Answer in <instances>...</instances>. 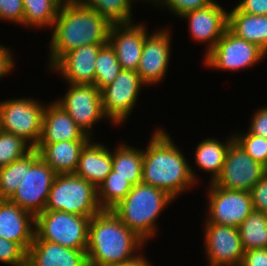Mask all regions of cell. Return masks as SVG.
I'll return each instance as SVG.
<instances>
[{
    "label": "cell",
    "instance_id": "5bb4252c",
    "mask_svg": "<svg viewBox=\"0 0 267 266\" xmlns=\"http://www.w3.org/2000/svg\"><path fill=\"white\" fill-rule=\"evenodd\" d=\"M205 224L204 248L209 266H240L244 249L238 228L215 223Z\"/></svg>",
    "mask_w": 267,
    "mask_h": 266
},
{
    "label": "cell",
    "instance_id": "603a6c76",
    "mask_svg": "<svg viewBox=\"0 0 267 266\" xmlns=\"http://www.w3.org/2000/svg\"><path fill=\"white\" fill-rule=\"evenodd\" d=\"M88 141H61L57 143H38L34 148L40 158L57 174L74 173L82 148Z\"/></svg>",
    "mask_w": 267,
    "mask_h": 266
},
{
    "label": "cell",
    "instance_id": "ab89813d",
    "mask_svg": "<svg viewBox=\"0 0 267 266\" xmlns=\"http://www.w3.org/2000/svg\"><path fill=\"white\" fill-rule=\"evenodd\" d=\"M240 266H267V248L244 251Z\"/></svg>",
    "mask_w": 267,
    "mask_h": 266
},
{
    "label": "cell",
    "instance_id": "7402d4cb",
    "mask_svg": "<svg viewBox=\"0 0 267 266\" xmlns=\"http://www.w3.org/2000/svg\"><path fill=\"white\" fill-rule=\"evenodd\" d=\"M111 171V150L90 139L81 150L74 174L98 187Z\"/></svg>",
    "mask_w": 267,
    "mask_h": 266
},
{
    "label": "cell",
    "instance_id": "6da1fadb",
    "mask_svg": "<svg viewBox=\"0 0 267 266\" xmlns=\"http://www.w3.org/2000/svg\"><path fill=\"white\" fill-rule=\"evenodd\" d=\"M153 133L143 150L142 183L165 191L175 200L197 184L196 174L163 128Z\"/></svg>",
    "mask_w": 267,
    "mask_h": 266
},
{
    "label": "cell",
    "instance_id": "8fae6325",
    "mask_svg": "<svg viewBox=\"0 0 267 266\" xmlns=\"http://www.w3.org/2000/svg\"><path fill=\"white\" fill-rule=\"evenodd\" d=\"M142 85L145 86L137 71L122 69L113 82L101 90L106 119L116 126L128 119L136 105Z\"/></svg>",
    "mask_w": 267,
    "mask_h": 266
},
{
    "label": "cell",
    "instance_id": "ee69618b",
    "mask_svg": "<svg viewBox=\"0 0 267 266\" xmlns=\"http://www.w3.org/2000/svg\"><path fill=\"white\" fill-rule=\"evenodd\" d=\"M152 2L153 4H154V2H155V4L154 5H159V4H161L162 2H163V0H149V2Z\"/></svg>",
    "mask_w": 267,
    "mask_h": 266
},
{
    "label": "cell",
    "instance_id": "5b68a950",
    "mask_svg": "<svg viewBox=\"0 0 267 266\" xmlns=\"http://www.w3.org/2000/svg\"><path fill=\"white\" fill-rule=\"evenodd\" d=\"M45 210L62 211L91 218L102 211L97 187L74 173L57 174Z\"/></svg>",
    "mask_w": 267,
    "mask_h": 266
},
{
    "label": "cell",
    "instance_id": "d590c367",
    "mask_svg": "<svg viewBox=\"0 0 267 266\" xmlns=\"http://www.w3.org/2000/svg\"><path fill=\"white\" fill-rule=\"evenodd\" d=\"M214 1L215 0H163L160 6L164 4L163 6L168 8L170 12H173V14H176L179 18L186 12L204 8Z\"/></svg>",
    "mask_w": 267,
    "mask_h": 266
},
{
    "label": "cell",
    "instance_id": "ffe728a7",
    "mask_svg": "<svg viewBox=\"0 0 267 266\" xmlns=\"http://www.w3.org/2000/svg\"><path fill=\"white\" fill-rule=\"evenodd\" d=\"M89 137L55 101L45 106L42 131L38 143L89 141Z\"/></svg>",
    "mask_w": 267,
    "mask_h": 266
},
{
    "label": "cell",
    "instance_id": "e0dca14e",
    "mask_svg": "<svg viewBox=\"0 0 267 266\" xmlns=\"http://www.w3.org/2000/svg\"><path fill=\"white\" fill-rule=\"evenodd\" d=\"M133 24H112L108 43L113 48L122 69L136 71L148 32L145 24Z\"/></svg>",
    "mask_w": 267,
    "mask_h": 266
},
{
    "label": "cell",
    "instance_id": "d6986e66",
    "mask_svg": "<svg viewBox=\"0 0 267 266\" xmlns=\"http://www.w3.org/2000/svg\"><path fill=\"white\" fill-rule=\"evenodd\" d=\"M0 237L28 251L35 237V216L8 199H0Z\"/></svg>",
    "mask_w": 267,
    "mask_h": 266
},
{
    "label": "cell",
    "instance_id": "d6a6232c",
    "mask_svg": "<svg viewBox=\"0 0 267 266\" xmlns=\"http://www.w3.org/2000/svg\"><path fill=\"white\" fill-rule=\"evenodd\" d=\"M25 174V157L0 168V199H9Z\"/></svg>",
    "mask_w": 267,
    "mask_h": 266
},
{
    "label": "cell",
    "instance_id": "277c9868",
    "mask_svg": "<svg viewBox=\"0 0 267 266\" xmlns=\"http://www.w3.org/2000/svg\"><path fill=\"white\" fill-rule=\"evenodd\" d=\"M173 200L165 191L141 182L134 185L126 197L111 210L123 224L146 242L156 235L155 222Z\"/></svg>",
    "mask_w": 267,
    "mask_h": 266
},
{
    "label": "cell",
    "instance_id": "8992f818",
    "mask_svg": "<svg viewBox=\"0 0 267 266\" xmlns=\"http://www.w3.org/2000/svg\"><path fill=\"white\" fill-rule=\"evenodd\" d=\"M57 173L46 164L36 149L25 156V174L8 199L34 216L45 210L49 192Z\"/></svg>",
    "mask_w": 267,
    "mask_h": 266
},
{
    "label": "cell",
    "instance_id": "4316f807",
    "mask_svg": "<svg viewBox=\"0 0 267 266\" xmlns=\"http://www.w3.org/2000/svg\"><path fill=\"white\" fill-rule=\"evenodd\" d=\"M238 230L244 251L267 248V214L253 210Z\"/></svg>",
    "mask_w": 267,
    "mask_h": 266
},
{
    "label": "cell",
    "instance_id": "1f68e13d",
    "mask_svg": "<svg viewBox=\"0 0 267 266\" xmlns=\"http://www.w3.org/2000/svg\"><path fill=\"white\" fill-rule=\"evenodd\" d=\"M33 149L22 137L0 130V168L25 157Z\"/></svg>",
    "mask_w": 267,
    "mask_h": 266
},
{
    "label": "cell",
    "instance_id": "83f0119b",
    "mask_svg": "<svg viewBox=\"0 0 267 266\" xmlns=\"http://www.w3.org/2000/svg\"><path fill=\"white\" fill-rule=\"evenodd\" d=\"M24 15L22 25L47 28L55 22L61 2L59 0H23Z\"/></svg>",
    "mask_w": 267,
    "mask_h": 266
},
{
    "label": "cell",
    "instance_id": "484cf974",
    "mask_svg": "<svg viewBox=\"0 0 267 266\" xmlns=\"http://www.w3.org/2000/svg\"><path fill=\"white\" fill-rule=\"evenodd\" d=\"M143 150L126 144L112 152V169L115 175L127 179L133 186L142 182Z\"/></svg>",
    "mask_w": 267,
    "mask_h": 266
},
{
    "label": "cell",
    "instance_id": "4dcf8cb0",
    "mask_svg": "<svg viewBox=\"0 0 267 266\" xmlns=\"http://www.w3.org/2000/svg\"><path fill=\"white\" fill-rule=\"evenodd\" d=\"M121 70L122 67L113 48L109 43L104 44L99 49L95 62L94 85L101 91L113 82Z\"/></svg>",
    "mask_w": 267,
    "mask_h": 266
},
{
    "label": "cell",
    "instance_id": "8d00e7d4",
    "mask_svg": "<svg viewBox=\"0 0 267 266\" xmlns=\"http://www.w3.org/2000/svg\"><path fill=\"white\" fill-rule=\"evenodd\" d=\"M24 15L23 0H0V20L22 25Z\"/></svg>",
    "mask_w": 267,
    "mask_h": 266
},
{
    "label": "cell",
    "instance_id": "f35d334b",
    "mask_svg": "<svg viewBox=\"0 0 267 266\" xmlns=\"http://www.w3.org/2000/svg\"><path fill=\"white\" fill-rule=\"evenodd\" d=\"M248 131L259 137L267 139V106L255 111Z\"/></svg>",
    "mask_w": 267,
    "mask_h": 266
},
{
    "label": "cell",
    "instance_id": "52a82bcc",
    "mask_svg": "<svg viewBox=\"0 0 267 266\" xmlns=\"http://www.w3.org/2000/svg\"><path fill=\"white\" fill-rule=\"evenodd\" d=\"M90 219L62 211L44 210L35 216L34 240H45L71 249L86 250Z\"/></svg>",
    "mask_w": 267,
    "mask_h": 266
},
{
    "label": "cell",
    "instance_id": "d4e9b609",
    "mask_svg": "<svg viewBox=\"0 0 267 266\" xmlns=\"http://www.w3.org/2000/svg\"><path fill=\"white\" fill-rule=\"evenodd\" d=\"M233 140L234 135L230 136L225 143L211 137L202 140L196 147L194 158L195 163L200 169L210 173V183L214 182L220 175L227 151Z\"/></svg>",
    "mask_w": 267,
    "mask_h": 266
},
{
    "label": "cell",
    "instance_id": "2e32d148",
    "mask_svg": "<svg viewBox=\"0 0 267 266\" xmlns=\"http://www.w3.org/2000/svg\"><path fill=\"white\" fill-rule=\"evenodd\" d=\"M180 17L188 19L190 35L195 41L208 43L205 55L228 29V12L216 1L204 8L186 12Z\"/></svg>",
    "mask_w": 267,
    "mask_h": 266
},
{
    "label": "cell",
    "instance_id": "f6af8a7d",
    "mask_svg": "<svg viewBox=\"0 0 267 266\" xmlns=\"http://www.w3.org/2000/svg\"><path fill=\"white\" fill-rule=\"evenodd\" d=\"M70 1H78V0H61V3L70 2Z\"/></svg>",
    "mask_w": 267,
    "mask_h": 266
},
{
    "label": "cell",
    "instance_id": "e575fe53",
    "mask_svg": "<svg viewBox=\"0 0 267 266\" xmlns=\"http://www.w3.org/2000/svg\"><path fill=\"white\" fill-rule=\"evenodd\" d=\"M0 262L10 266H26L27 251L20 244L0 237Z\"/></svg>",
    "mask_w": 267,
    "mask_h": 266
},
{
    "label": "cell",
    "instance_id": "60d3db41",
    "mask_svg": "<svg viewBox=\"0 0 267 266\" xmlns=\"http://www.w3.org/2000/svg\"><path fill=\"white\" fill-rule=\"evenodd\" d=\"M235 7L246 14L267 15V0H240Z\"/></svg>",
    "mask_w": 267,
    "mask_h": 266
},
{
    "label": "cell",
    "instance_id": "4fadbf2b",
    "mask_svg": "<svg viewBox=\"0 0 267 266\" xmlns=\"http://www.w3.org/2000/svg\"><path fill=\"white\" fill-rule=\"evenodd\" d=\"M209 185L206 223L238 228L254 210L250 192L223 189L213 182Z\"/></svg>",
    "mask_w": 267,
    "mask_h": 266
},
{
    "label": "cell",
    "instance_id": "9a60e30c",
    "mask_svg": "<svg viewBox=\"0 0 267 266\" xmlns=\"http://www.w3.org/2000/svg\"><path fill=\"white\" fill-rule=\"evenodd\" d=\"M170 30L167 28L148 34L144 39L142 55L137 67V73L145 85H154L164 78L171 52Z\"/></svg>",
    "mask_w": 267,
    "mask_h": 266
},
{
    "label": "cell",
    "instance_id": "cb8c5ba5",
    "mask_svg": "<svg viewBox=\"0 0 267 266\" xmlns=\"http://www.w3.org/2000/svg\"><path fill=\"white\" fill-rule=\"evenodd\" d=\"M228 29L267 53V15L246 14L234 7L228 12Z\"/></svg>",
    "mask_w": 267,
    "mask_h": 266
},
{
    "label": "cell",
    "instance_id": "f1b7e54d",
    "mask_svg": "<svg viewBox=\"0 0 267 266\" xmlns=\"http://www.w3.org/2000/svg\"><path fill=\"white\" fill-rule=\"evenodd\" d=\"M133 185L127 179L115 175L112 171L97 187L98 202L102 210H111L131 191Z\"/></svg>",
    "mask_w": 267,
    "mask_h": 266
},
{
    "label": "cell",
    "instance_id": "ba28073f",
    "mask_svg": "<svg viewBox=\"0 0 267 266\" xmlns=\"http://www.w3.org/2000/svg\"><path fill=\"white\" fill-rule=\"evenodd\" d=\"M46 104L29 98L0 102V130L22 137L33 148L40 140Z\"/></svg>",
    "mask_w": 267,
    "mask_h": 266
},
{
    "label": "cell",
    "instance_id": "7bdbcfd3",
    "mask_svg": "<svg viewBox=\"0 0 267 266\" xmlns=\"http://www.w3.org/2000/svg\"><path fill=\"white\" fill-rule=\"evenodd\" d=\"M118 266H152V264H150L148 259H146V257H144L142 253H140V255L137 256L135 259L128 262H124Z\"/></svg>",
    "mask_w": 267,
    "mask_h": 266
},
{
    "label": "cell",
    "instance_id": "ac0fdd59",
    "mask_svg": "<svg viewBox=\"0 0 267 266\" xmlns=\"http://www.w3.org/2000/svg\"><path fill=\"white\" fill-rule=\"evenodd\" d=\"M104 44L83 45L63 55L51 68L58 71L68 84H94L95 62Z\"/></svg>",
    "mask_w": 267,
    "mask_h": 266
},
{
    "label": "cell",
    "instance_id": "836d02e7",
    "mask_svg": "<svg viewBox=\"0 0 267 266\" xmlns=\"http://www.w3.org/2000/svg\"><path fill=\"white\" fill-rule=\"evenodd\" d=\"M234 140L242 146L246 153L267 168V139L251 134H233Z\"/></svg>",
    "mask_w": 267,
    "mask_h": 266
},
{
    "label": "cell",
    "instance_id": "74e56055",
    "mask_svg": "<svg viewBox=\"0 0 267 266\" xmlns=\"http://www.w3.org/2000/svg\"><path fill=\"white\" fill-rule=\"evenodd\" d=\"M254 211L267 214V173L250 191Z\"/></svg>",
    "mask_w": 267,
    "mask_h": 266
},
{
    "label": "cell",
    "instance_id": "7c38bea8",
    "mask_svg": "<svg viewBox=\"0 0 267 266\" xmlns=\"http://www.w3.org/2000/svg\"><path fill=\"white\" fill-rule=\"evenodd\" d=\"M67 93L55 102L90 137L92 126L106 117L101 91L94 84H68Z\"/></svg>",
    "mask_w": 267,
    "mask_h": 266
},
{
    "label": "cell",
    "instance_id": "f546056e",
    "mask_svg": "<svg viewBox=\"0 0 267 266\" xmlns=\"http://www.w3.org/2000/svg\"><path fill=\"white\" fill-rule=\"evenodd\" d=\"M95 10L111 24H127L132 21V4L129 0H78Z\"/></svg>",
    "mask_w": 267,
    "mask_h": 266
},
{
    "label": "cell",
    "instance_id": "9c48e42d",
    "mask_svg": "<svg viewBox=\"0 0 267 266\" xmlns=\"http://www.w3.org/2000/svg\"><path fill=\"white\" fill-rule=\"evenodd\" d=\"M266 54L257 44L238 38L227 29L204 56V63L212 69L237 71L255 66Z\"/></svg>",
    "mask_w": 267,
    "mask_h": 266
},
{
    "label": "cell",
    "instance_id": "44dd1931",
    "mask_svg": "<svg viewBox=\"0 0 267 266\" xmlns=\"http://www.w3.org/2000/svg\"><path fill=\"white\" fill-rule=\"evenodd\" d=\"M26 266H88L86 250L34 240L27 251Z\"/></svg>",
    "mask_w": 267,
    "mask_h": 266
},
{
    "label": "cell",
    "instance_id": "3957f363",
    "mask_svg": "<svg viewBox=\"0 0 267 266\" xmlns=\"http://www.w3.org/2000/svg\"><path fill=\"white\" fill-rule=\"evenodd\" d=\"M144 243L112 210H102L89 222L88 266H117L131 261L140 255L138 250L144 249Z\"/></svg>",
    "mask_w": 267,
    "mask_h": 266
},
{
    "label": "cell",
    "instance_id": "30bf717a",
    "mask_svg": "<svg viewBox=\"0 0 267 266\" xmlns=\"http://www.w3.org/2000/svg\"><path fill=\"white\" fill-rule=\"evenodd\" d=\"M267 173V168L253 160L235 140L230 144L220 175L213 182L223 189L250 192Z\"/></svg>",
    "mask_w": 267,
    "mask_h": 266
},
{
    "label": "cell",
    "instance_id": "b9f144b4",
    "mask_svg": "<svg viewBox=\"0 0 267 266\" xmlns=\"http://www.w3.org/2000/svg\"><path fill=\"white\" fill-rule=\"evenodd\" d=\"M12 55L13 54L11 53V50L9 48L0 45V78L8 75L15 67V61Z\"/></svg>",
    "mask_w": 267,
    "mask_h": 266
},
{
    "label": "cell",
    "instance_id": "7a4b0ae2",
    "mask_svg": "<svg viewBox=\"0 0 267 266\" xmlns=\"http://www.w3.org/2000/svg\"><path fill=\"white\" fill-rule=\"evenodd\" d=\"M112 24L79 1L62 3L52 25L49 68L63 55L90 44H107Z\"/></svg>",
    "mask_w": 267,
    "mask_h": 266
}]
</instances>
